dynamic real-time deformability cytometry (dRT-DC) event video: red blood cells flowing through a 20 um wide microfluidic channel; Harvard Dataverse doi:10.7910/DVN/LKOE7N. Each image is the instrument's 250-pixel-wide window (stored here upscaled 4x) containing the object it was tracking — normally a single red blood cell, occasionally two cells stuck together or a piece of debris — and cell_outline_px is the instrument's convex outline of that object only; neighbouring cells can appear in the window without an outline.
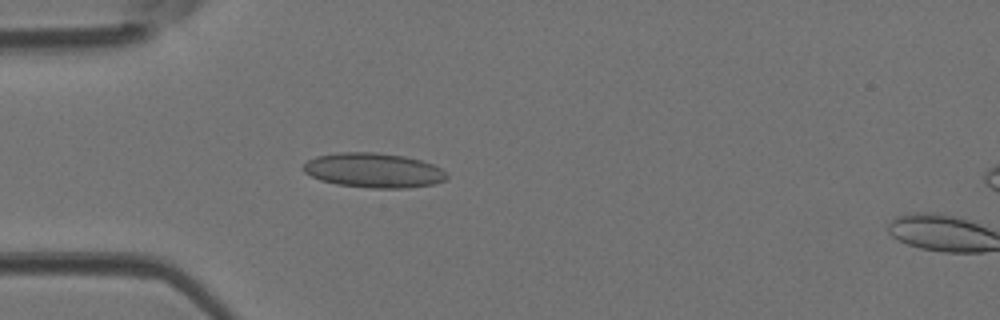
{"species": "Egyptian fruit bat (a non-hibernating species)", "species_latin": "Rousettus aegyptiacus", "temperature_condition": "room temperature", "stored_images_in_passage": 42, "camera_frame_rate_fps": 3000, "um_per_image_px": 0.085, "animal": {"sex": "female"}, "frame": {"image": 1, "passage_image": 12, "time_ms": 3.667, "image_size_px": [1000, 320], "cell_outline_px": [[448, 176], [444, 180], [436, 184], [408, 188], [372, 188], [336, 184], [320, 180], [304, 172], [300, 168], [308, 160], [316, 156], [340, 152], [372, 152], [404, 156], [420, 160], [432, 164], [448, 172]], "centroid_in_image_um": [31.76, 14.48], "position_along_channel_um": 53.2, "area_um2": 29.07}}
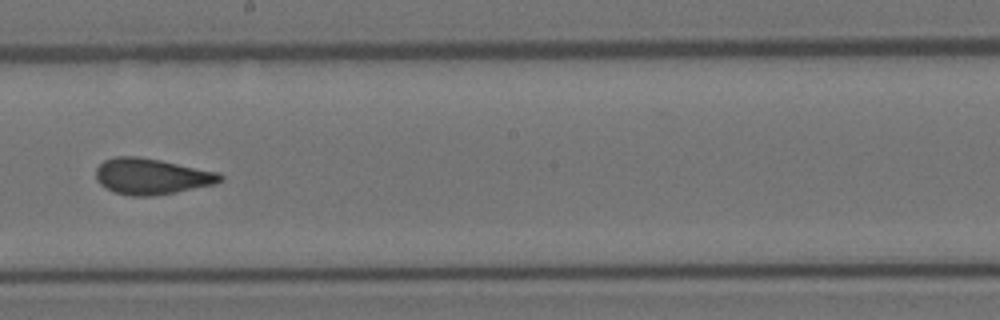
{"frame": {"image": 2, "passage_image": 25, "time_ms": 8.0, "image_size_px": [1000, 320], "cell_outline_px": [[224, 180], [216, 184], [176, 192], [152, 196], [132, 196], [116, 192], [100, 184], [96, 180], [96, 168], [104, 160], [116, 156], [136, 156], [160, 160], [220, 172], [224, 176]], "centroid_in_image_um": [12.92, 14.99], "position_along_channel_um": 235.3, "area_um2": 26.13}}
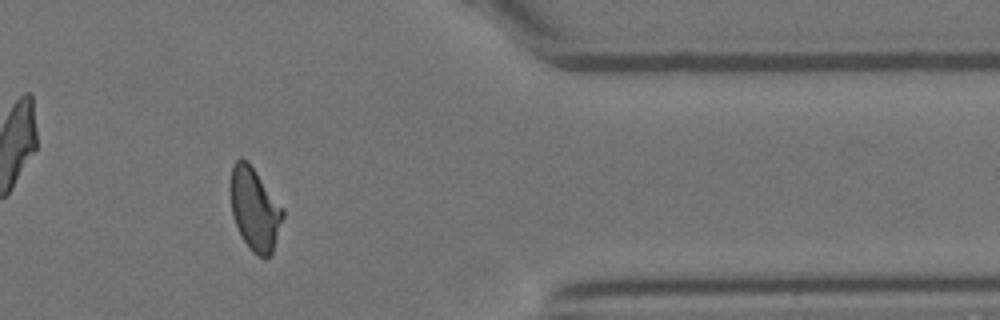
{"frame": {"image": 3, "passage_image": 37, "time_ms": 12.0, "image_size_px": [1000, 320], "cell_outline_px": [[284, 216], [272, 256], [256, 256], [252, 252], [240, 236], [232, 216], [228, 188], [232, 164], [240, 156], [248, 160], [284, 208]], "centroid_in_image_um": [21.62, 17.74], "position_along_channel_um": 389.8, "area_um2": 26.13}}